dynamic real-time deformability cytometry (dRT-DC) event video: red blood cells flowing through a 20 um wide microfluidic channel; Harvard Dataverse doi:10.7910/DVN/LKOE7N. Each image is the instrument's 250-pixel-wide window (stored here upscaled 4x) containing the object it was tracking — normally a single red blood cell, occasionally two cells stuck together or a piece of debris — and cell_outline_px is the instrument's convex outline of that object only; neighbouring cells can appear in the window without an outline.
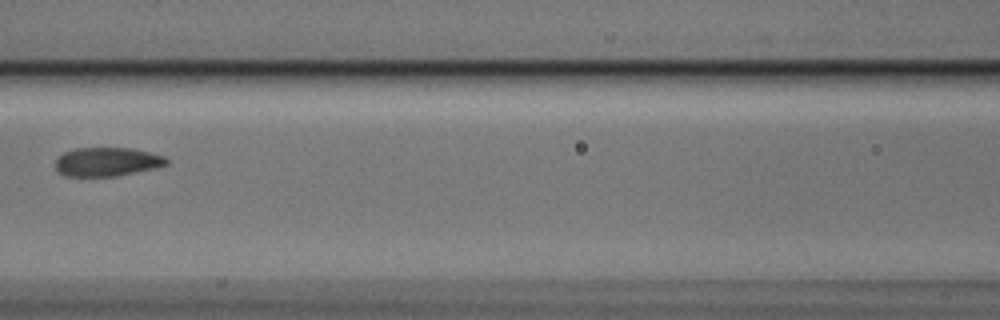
{"species": "Egyptian fruit bat (a non-hibernating species)", "species_latin": "Rousettus aegyptiacus", "temperature_condition": "cold", "stored_images_in_passage": 3, "camera_frame_rate_fps": 3000, "um_per_image_px": 0.085, "animal": {"sex": "male"}, "frame": {"image": 1, "passage_image": 3, "time_ms": 0.667, "image_size_px": [1000, 320], "cell_outline_px": [[168, 164], [152, 168], [116, 176], [64, 176], [56, 168], [56, 160], [64, 152], [76, 148], [132, 148], [164, 156], [168, 160]], "centroid_in_image_um": [9.08, 13.75], "position_along_channel_um": 157.5, "area_um2": 18.38}}